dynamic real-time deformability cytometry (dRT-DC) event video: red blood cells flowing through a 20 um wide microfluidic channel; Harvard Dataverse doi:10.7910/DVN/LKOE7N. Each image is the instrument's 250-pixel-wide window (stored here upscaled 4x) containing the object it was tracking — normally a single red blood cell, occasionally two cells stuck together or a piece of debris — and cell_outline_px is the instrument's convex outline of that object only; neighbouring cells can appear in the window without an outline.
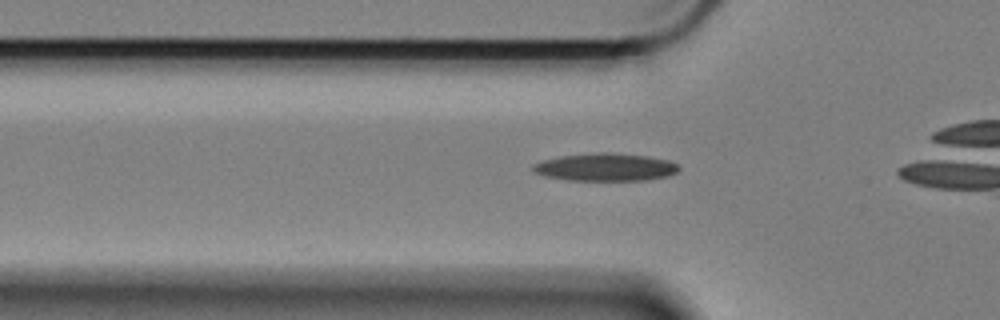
{"species": "Egyptian fruit bat (a non-hibernating species)", "species_latin": "Rousettus aegyptiacus", "temperature_condition": "cold", "stored_images_in_passage": 34, "camera_frame_rate_fps": 3000, "um_per_image_px": 0.085, "animal": {"sex": "female"}, "frame": {"image": 1, "passage_image": 6, "time_ms": 1.667, "image_size_px": [1000, 320], "cell_outline_px": [[680, 168], [676, 172], [668, 176], [648, 180], [568, 180], [544, 176], [536, 172], [532, 168], [532, 164], [544, 160], [560, 156], [600, 152], [604, 152], [648, 156], [668, 160], [676, 164]], "centroid_in_image_um": [51.47, 14.21], "position_along_channel_um": 74.3, "area_um2": 23.41}}
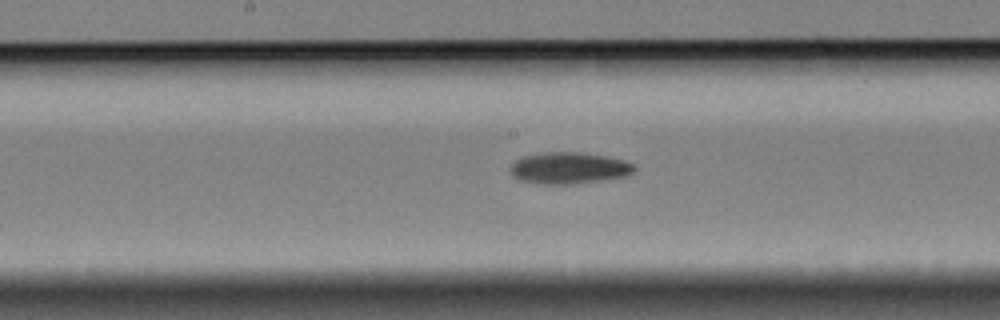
{"frame": {"image": 2, "passage_image": 17, "time_ms": 5.333, "image_size_px": [1000, 320], "cell_outline_px": [[636, 168], [628, 176], [604, 180], [576, 184], [536, 184], [520, 180], [512, 176], [508, 168], [516, 160], [524, 156], [544, 152], [576, 152], [604, 156], [624, 160], [632, 164]], "centroid_in_image_um": [48.33, 14.3], "position_along_channel_um": 199.9, "area_um2": 22.95}}
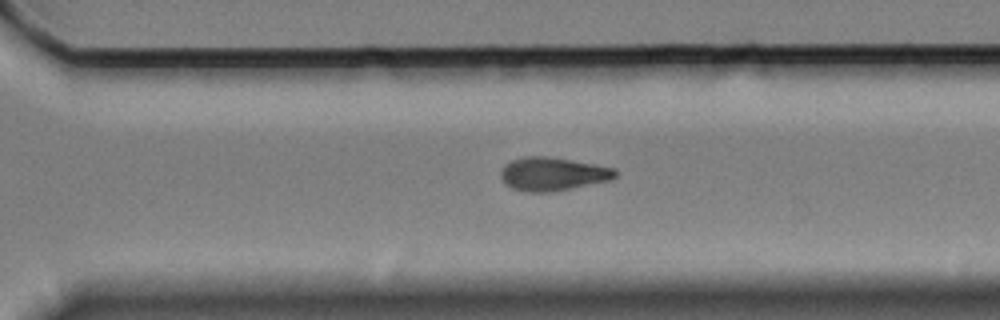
{"frame": {"image": 3, "passage_image": 28, "time_ms": 9.0, "image_size_px": [1000, 320], "cell_outline_px": [[620, 172], [612, 180], [552, 192], [528, 192], [512, 188], [500, 176], [500, 172], [504, 164], [512, 160], [524, 156], [548, 156], [596, 164], [616, 168]], "centroid_in_image_um": [47.03, 14.78], "position_along_channel_um": 323.6, "area_um2": 22.48}}